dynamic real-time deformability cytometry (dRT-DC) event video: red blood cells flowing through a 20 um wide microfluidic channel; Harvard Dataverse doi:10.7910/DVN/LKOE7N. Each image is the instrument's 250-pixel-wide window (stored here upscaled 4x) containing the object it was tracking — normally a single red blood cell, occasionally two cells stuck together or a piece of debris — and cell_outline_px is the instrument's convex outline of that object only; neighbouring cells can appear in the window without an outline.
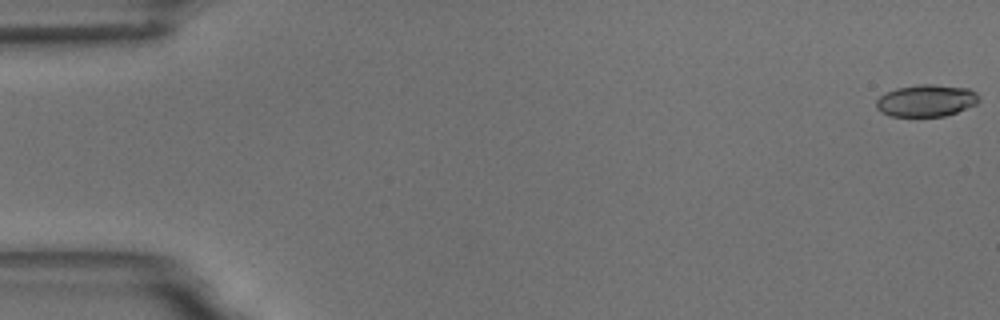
{"species": "common noctule bat (a hibernating species)", "species_latin": "Nyctalus noctula", "temperature_condition": "room temperature", "stored_images_in_passage": 56, "camera_frame_rate_fps": 3000, "um_per_image_px": 0.085, "animal": {"sex": "male", "body_mass_g": 18.8}, "frame": {"image": 1, "passage_image": 1, "time_ms": 0.0, "image_size_px": [1000, 320], "cell_outline_px": [[980, 100], [976, 104], [956, 112], [944, 116], [888, 116], [880, 112], [876, 108], [876, 100], [884, 92], [896, 88], [920, 84], [932, 84], [968, 88], [976, 92], [980, 96]], "centroid_in_image_um": [78.71, 8.55], "position_along_channel_um": 6.3, "area_um2": 19.31}}
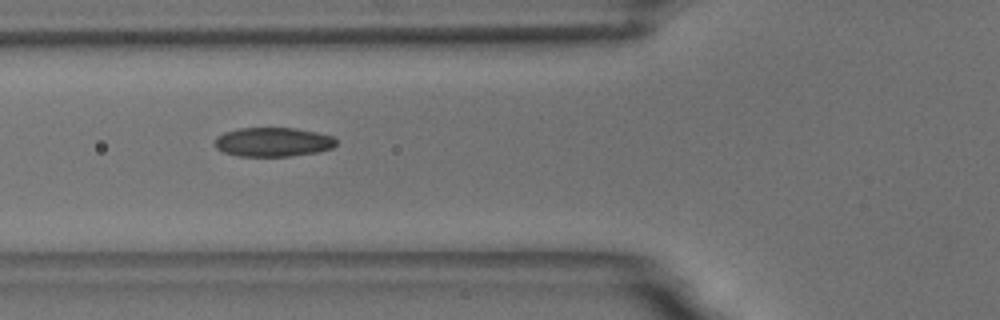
{"frame": {"image": 2, "passage_image": 21, "time_ms": 6.667, "image_size_px": [1000, 320], "cell_outline_px": [[336, 144], [332, 148], [320, 152], [292, 156], [240, 156], [224, 152], [216, 148], [216, 136], [224, 132], [240, 128], [296, 128], [316, 132], [332, 136], [336, 140]], "centroid_in_image_um": [23.23, 12.07], "position_along_channel_um": 102.6, "area_um2": 20.63}}
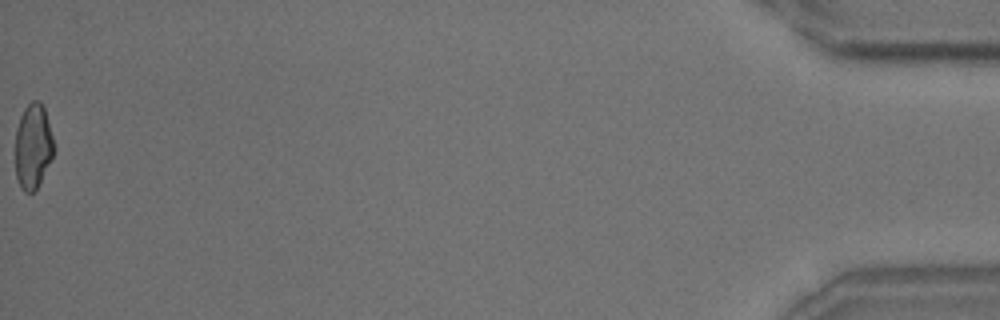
{"frame": {"image": 3, "passage_image": 56, "time_ms": 18.333, "image_size_px": [1000, 320], "cell_outline_px": [[56, 152], [36, 188], [32, 192], [24, 192], [20, 188], [16, 176], [16, 128], [20, 116], [24, 108], [32, 100], [40, 100], [44, 108], [56, 148]], "centroid_in_image_um": [2.82, 12.42], "position_along_channel_um": 432.4, "area_um2": 19.25}, "authors_computed_cell_mechanics": {"area_um2": 19.9988, "velocity_mm_per_s": 3.6828, "shape_relaxation_time_tau1_ms": 5.765, "shape_relaxation_time_tau2_ms": 2.5671, "deformation_change_tau1": 0.1552, "deformation_change_tau2": 0.0864}}